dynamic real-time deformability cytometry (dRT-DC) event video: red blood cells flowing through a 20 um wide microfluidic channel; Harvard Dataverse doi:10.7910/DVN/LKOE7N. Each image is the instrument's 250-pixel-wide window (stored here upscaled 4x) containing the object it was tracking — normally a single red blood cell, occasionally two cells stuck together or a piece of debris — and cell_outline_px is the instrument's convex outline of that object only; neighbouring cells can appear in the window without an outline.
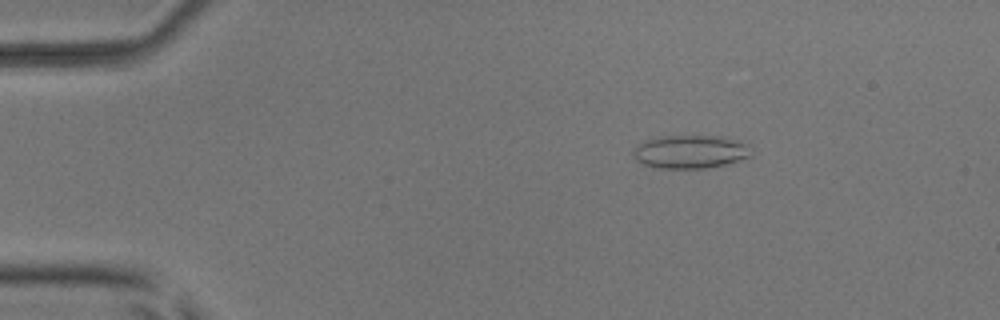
{"species": "common noctule bat (a hibernating species)", "species_latin": "Nyctalus noctula", "temperature_condition": "room temperature", "stored_images_in_passage": 45, "camera_frame_rate_fps": 3000, "um_per_image_px": 0.085, "animal": {"sex": "male", "body_mass_g": 17.9, "forearm_length_mm": 54.2}, "frame": {"image": 1, "passage_image": 1, "time_ms": 0.0, "image_size_px": [1000, 320], "cell_outline_px": [[752, 156], [724, 164], [704, 168], [656, 168], [644, 164], [636, 160], [632, 152], [636, 144], [644, 140], [660, 136], [720, 136], [740, 140], [752, 144]], "centroid_in_image_um": [58.7, 12.88], "position_along_channel_um": 26.3, "area_um2": 23.24}}
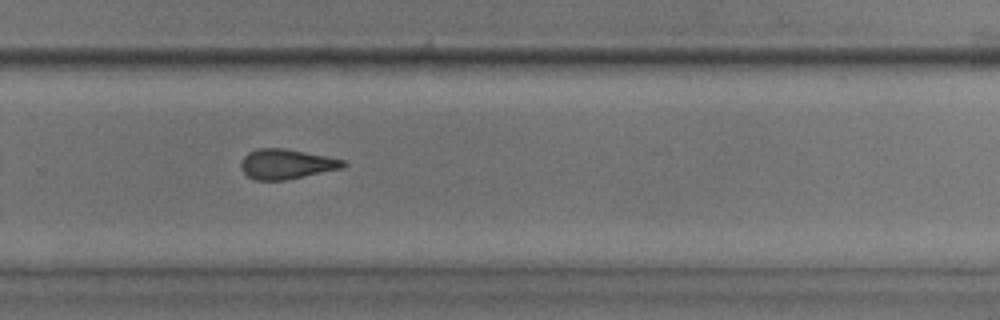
{"frame": {"image": 2, "passage_image": 28, "time_ms": 9.0, "image_size_px": [1000, 320], "cell_outline_px": [[348, 164], [340, 168], [304, 176], [284, 180], [256, 180], [248, 176], [240, 168], [240, 164], [244, 156], [248, 152], [260, 148], [284, 148], [328, 156], [344, 160]], "centroid_in_image_um": [24.32, 13.93], "position_along_channel_um": 305.5, "area_um2": 17.69}}
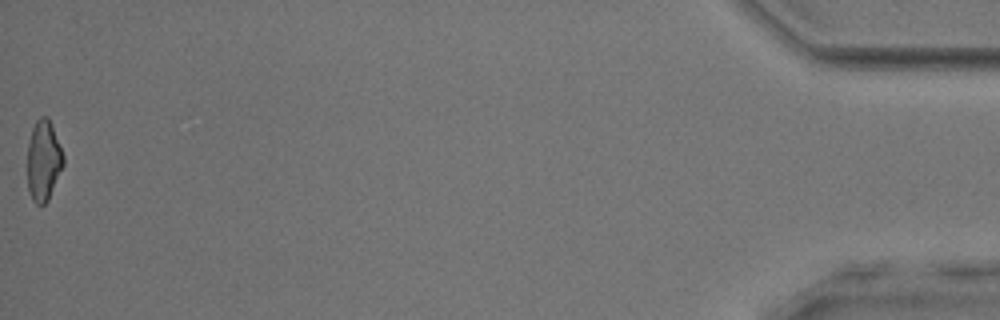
{"frame": {"image": 3, "passage_image": 45, "time_ms": 14.667, "image_size_px": [1000, 320], "cell_outline_px": [[64, 164], [48, 200], [44, 204], [36, 204], [32, 200], [28, 188], [28, 144], [32, 128], [36, 120], [40, 116], [48, 116], [64, 156]], "centroid_in_image_um": [3.7, 13.64], "position_along_channel_um": 431.5, "area_um2": 16.76}, "authors_computed_cell_mechanics": {"area_um2": 17.8602, "velocity_mm_per_s": 3.9323, "shape_relaxation_time_tau1_ms": 9.715, "shape_relaxation_time_tau2_ms": 3.2913, "deformation_change_tau1": 0.2443, "deformation_change_tau2": 0.1349}}